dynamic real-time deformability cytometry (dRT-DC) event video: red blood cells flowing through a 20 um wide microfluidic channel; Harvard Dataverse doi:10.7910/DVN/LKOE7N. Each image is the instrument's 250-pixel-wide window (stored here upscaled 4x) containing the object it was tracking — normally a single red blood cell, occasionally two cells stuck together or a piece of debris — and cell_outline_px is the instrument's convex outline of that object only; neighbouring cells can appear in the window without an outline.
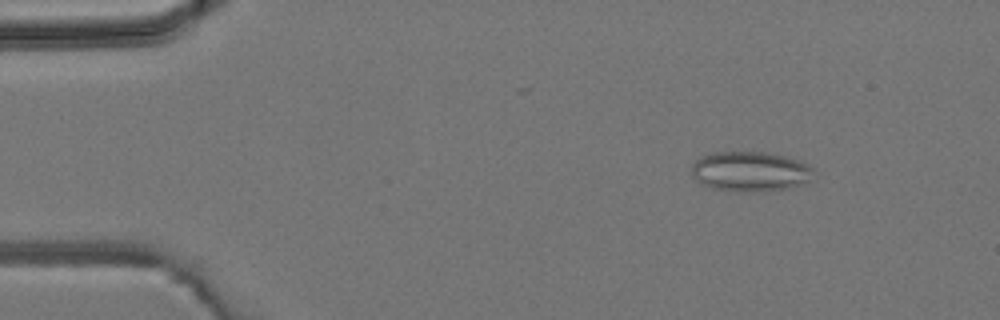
{"species": "common noctule bat (a hibernating species)", "species_latin": "Nyctalus noctula", "temperature_condition": "room temperature", "stored_images_in_passage": 3, "camera_frame_rate_fps": 3000, "um_per_image_px": 0.085, "animal": {"sex": "male", "body_mass_g": 19.2, "forearm_length_mm": 51.8}, "frame": {"image": 1, "passage_image": 2, "time_ms": 1.0, "image_size_px": [1000, 320], "cell_outline_px": [[816, 172], [804, 184], [792, 188], [760, 192], [740, 192], [712, 188], [700, 184], [692, 176], [692, 164], [700, 156], [712, 152], [768, 152], [784, 156], [808, 164]], "centroid_in_image_um": [63.76, 14.59], "position_along_channel_um": 21.2, "area_um2": 28.84}}